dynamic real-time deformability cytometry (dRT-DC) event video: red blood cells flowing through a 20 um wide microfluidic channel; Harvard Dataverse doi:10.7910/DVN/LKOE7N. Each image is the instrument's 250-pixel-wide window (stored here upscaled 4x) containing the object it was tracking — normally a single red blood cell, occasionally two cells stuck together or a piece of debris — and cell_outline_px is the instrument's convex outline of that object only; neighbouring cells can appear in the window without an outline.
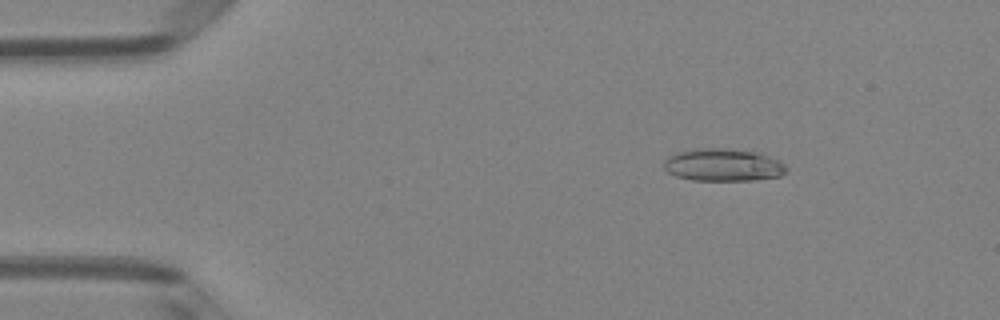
{"species": "Egyptian fruit bat (a non-hibernating species)", "species_latin": "Rousettus aegyptiacus", "temperature_condition": "room temperature", "stored_images_in_passage": 36, "camera_frame_rate_fps": 3000, "um_per_image_px": 0.085, "animal": {"sex": "female"}, "frame": {"image": 1, "passage_image": 8, "time_ms": 2.333, "image_size_px": [1000, 320], "cell_outline_px": [[788, 172], [780, 176], [756, 180], [692, 180], [676, 176], [668, 172], [664, 168], [664, 160], [668, 156], [676, 152], [700, 148], [720, 148], [756, 152], [780, 160], [788, 168]], "centroid_in_image_um": [61.48, 14.02], "position_along_channel_um": 23.5, "area_um2": 23.29}}
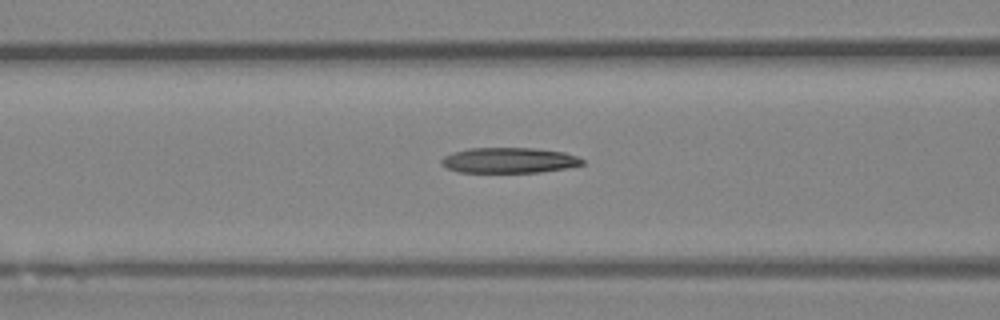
{"frame": {"image": 2, "passage_image": 21, "time_ms": 6.667, "image_size_px": [1000, 320], "cell_outline_px": [[584, 164], [564, 168], [540, 172], [460, 172], [448, 168], [440, 164], [440, 160], [444, 156], [452, 152], [468, 148], [532, 148], [564, 152], [576, 156], [584, 160]], "centroid_in_image_um": [43.24, 13.62], "position_along_channel_um": 123.4, "area_um2": 20.81}}
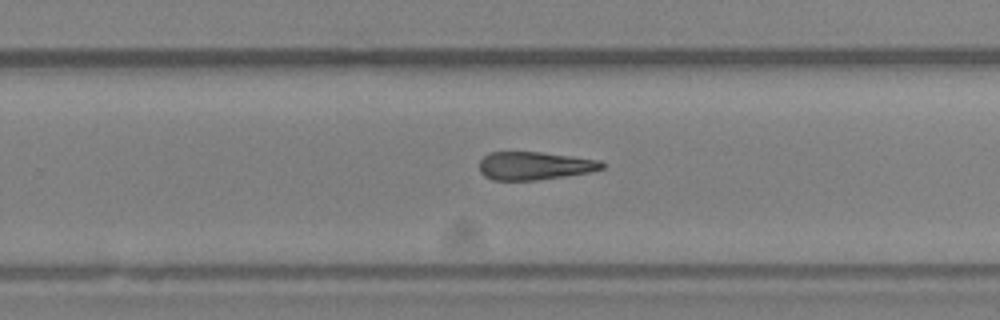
{"frame": {"image": 3, "passage_image": 33, "time_ms": 10.667, "image_size_px": [1000, 320], "cell_outline_px": [[604, 168], [592, 172], [536, 180], [492, 180], [484, 176], [480, 172], [480, 160], [488, 152], [540, 152], [572, 156], [600, 160], [604, 164]], "centroid_in_image_um": [45.43, 14.09], "position_along_channel_um": 284.4, "area_um2": 20.11}}